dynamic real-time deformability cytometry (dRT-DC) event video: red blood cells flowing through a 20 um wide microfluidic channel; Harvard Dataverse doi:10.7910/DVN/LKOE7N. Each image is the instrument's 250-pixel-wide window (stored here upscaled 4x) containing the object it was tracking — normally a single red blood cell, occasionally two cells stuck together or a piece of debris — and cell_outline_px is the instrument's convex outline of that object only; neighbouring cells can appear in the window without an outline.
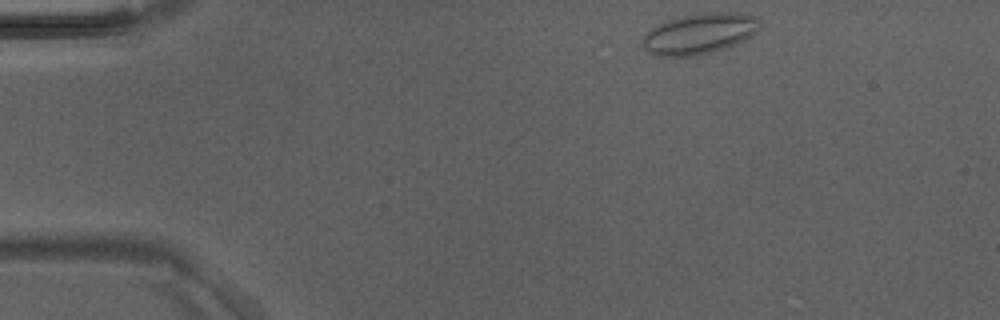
{"species": "Egyptian fruit bat (a non-hibernating species)", "species_latin": "Rousettus aegyptiacus", "temperature_condition": "room temperature", "stored_images_in_passage": 3, "camera_frame_rate_fps": 3000, "um_per_image_px": 0.085, "animal": {"sex": "male"}, "frame": {"image": 1, "passage_image": 1, "time_ms": 0.0, "image_size_px": [1000, 320], "cell_outline_px": [[760, 28], [752, 36], [736, 44], [712, 52], [696, 56], [656, 56], [648, 52], [640, 44], [644, 36], [656, 24], [668, 20], [684, 16], [712, 12], [736, 12], [760, 16]], "centroid_in_image_um": [59.48, 2.86], "position_along_channel_um": 25.5, "area_um2": 28.03}}